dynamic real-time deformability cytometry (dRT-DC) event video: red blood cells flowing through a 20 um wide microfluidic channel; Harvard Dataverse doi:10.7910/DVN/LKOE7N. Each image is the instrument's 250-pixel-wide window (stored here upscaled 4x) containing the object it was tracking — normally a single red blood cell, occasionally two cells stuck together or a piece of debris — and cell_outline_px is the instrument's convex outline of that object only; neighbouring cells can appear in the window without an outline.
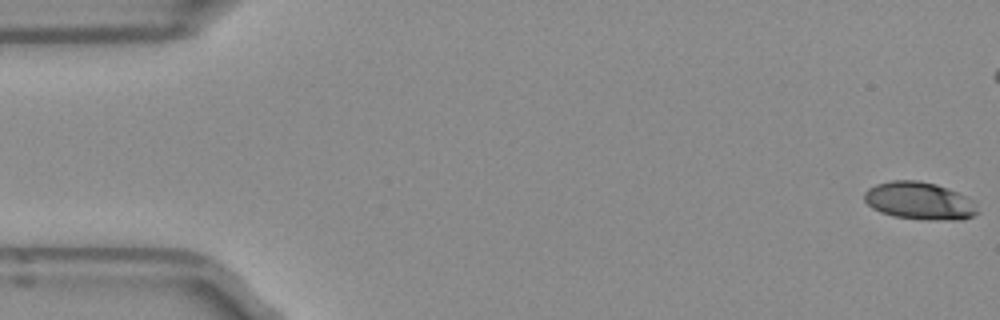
{"species": "Egyptian fruit bat (a non-hibernating species)", "species_latin": "Rousettus aegyptiacus", "temperature_condition": "room temperature", "stored_images_in_passage": 52, "camera_frame_rate_fps": 3000, "um_per_image_px": 0.085, "frame": {"image": 1, "passage_image": 1, "time_ms": 0.0, "image_size_px": [1000, 320], "cell_outline_px": [[980, 212], [972, 216], [960, 220], [932, 220], [892, 216], [880, 212], [872, 208], [864, 200], [864, 192], [868, 188], [876, 184], [892, 180], [920, 180], [936, 184], [948, 188], [972, 200], [976, 204]], "centroid_in_image_um": [78.15, 17.07], "position_along_channel_um": 6.9, "area_um2": 24.91}}
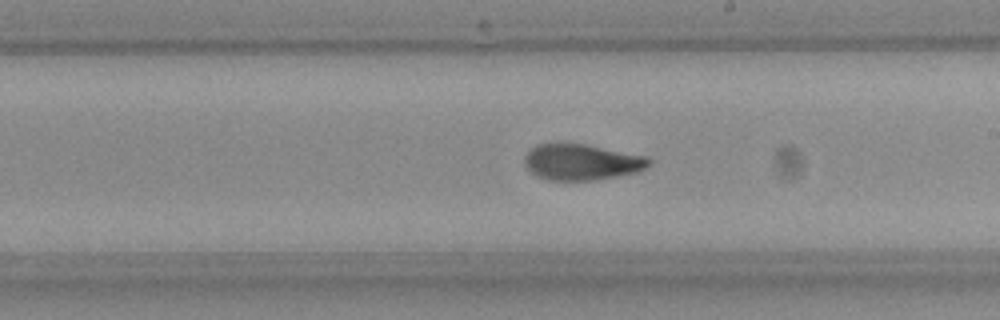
{"frame": {"image": 2, "passage_image": 29, "time_ms": 9.333, "image_size_px": [1000, 320], "cell_outline_px": [[652, 160], [644, 168], [636, 172], [620, 176], [592, 180], [548, 180], [536, 176], [524, 164], [524, 156], [536, 144], [584, 144], [648, 156]], "centroid_in_image_um": [49.44, 13.78], "position_along_channel_um": 239.6, "area_um2": 25.95}}
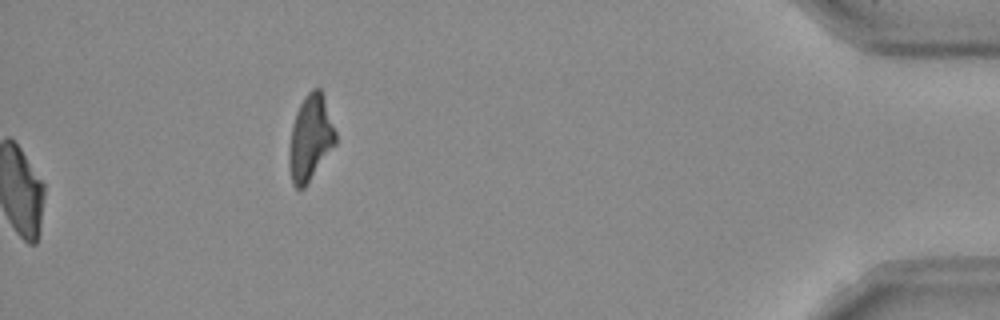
{"frame": {"image": 3, "passage_image": 52, "time_ms": 17.0, "image_size_px": [1000, 320], "cell_outline_px": [[336, 144], [304, 188], [296, 188], [292, 184], [288, 164], [288, 148], [292, 124], [296, 112], [304, 96], [312, 88], [320, 88], [336, 132]], "centroid_in_image_um": [26.35, 11.75], "position_along_channel_um": 408.8, "area_um2": 23.18}, "authors_computed_cell_mechanics": {"area_um2": 25.9522, "velocity_mm_per_s": 3.9506, "shape_relaxation_time_tau1_ms": 8.288, "shape_relaxation_time_tau2_ms": 1.3788, "deformation_change_tau1": 0.22, "deformation_change_tau2": 0.075}}